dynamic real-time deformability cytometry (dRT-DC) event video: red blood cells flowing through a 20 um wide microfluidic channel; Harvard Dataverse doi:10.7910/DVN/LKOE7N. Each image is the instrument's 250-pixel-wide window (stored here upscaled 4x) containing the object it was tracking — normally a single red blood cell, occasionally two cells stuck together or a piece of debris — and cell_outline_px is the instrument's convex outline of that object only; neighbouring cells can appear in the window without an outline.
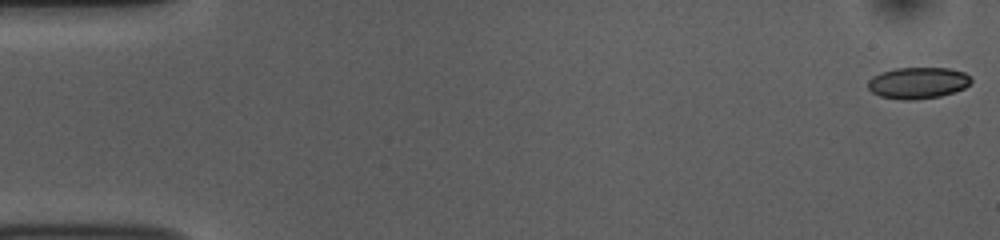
{"species": "common noctule bat (a hibernating species)", "species_latin": "Nyctalus noctula", "temperature_condition": "room temperature", "stored_images_in_passage": 53, "camera_frame_rate_fps": 3000, "um_per_image_px": 0.085, "animal": {"sex": "female", "body_mass_g": 10.0, "forearm_length_mm": 53.1}, "frame": {"image": 1, "passage_image": 1, "time_ms": 0.0, "image_size_px": [1000, 240], "cell_outline_px": [[972, 80], [964, 88], [940, 96], [916, 100], [900, 100], [880, 96], [872, 92], [868, 88], [868, 80], [872, 76], [880, 72], [896, 68], [948, 68], [964, 72], [972, 76]], "centroid_in_image_um": [78.0, 7.04], "position_along_channel_um": 7.0, "area_um2": 19.02}}
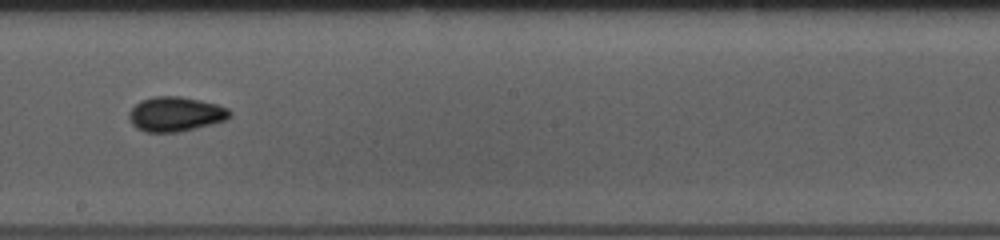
{"frame": {"image": 2, "passage_image": 30, "time_ms": 9.667, "image_size_px": [1000, 240], "cell_outline_px": [[232, 116], [224, 120], [180, 132], [148, 132], [136, 128], [132, 124], [128, 116], [128, 112], [140, 100], [156, 96], [180, 96], [200, 100], [216, 104], [228, 108], [232, 112]], "centroid_in_image_um": [14.9, 9.69], "position_along_channel_um": 233.3, "area_um2": 20.29}}
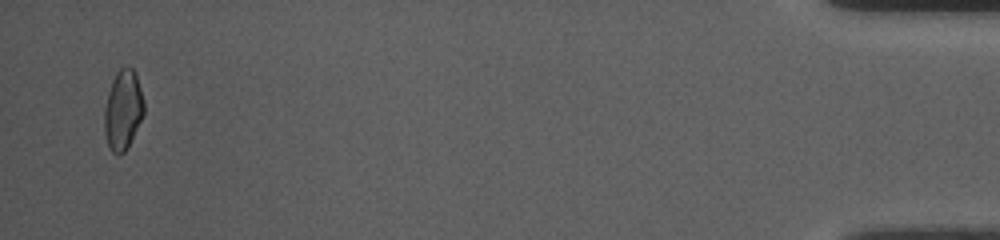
{"frame": {"image": 3, "passage_image": 52, "time_ms": 17.0, "image_size_px": [1000, 240], "cell_outline_px": [[144, 112], [128, 148], [120, 156], [116, 156], [112, 152], [108, 144], [104, 132], [104, 108], [108, 92], [112, 80], [116, 72], [120, 68], [132, 68], [136, 72], [144, 100]], "centroid_in_image_um": [10.45, 9.36], "position_along_channel_um": 424.8, "area_um2": 18.55}, "authors_computed_cell_mechanics": {"area_um2": 19.0162, "velocity_mm_per_s": 3.7657, "shape_relaxation_time_tau1_ms": 3.0852, "shape_relaxation_time_tau2_ms": 2.6197, "deformation_change_tau1": 0.0886, "deformation_change_tau2": 0.0574}}